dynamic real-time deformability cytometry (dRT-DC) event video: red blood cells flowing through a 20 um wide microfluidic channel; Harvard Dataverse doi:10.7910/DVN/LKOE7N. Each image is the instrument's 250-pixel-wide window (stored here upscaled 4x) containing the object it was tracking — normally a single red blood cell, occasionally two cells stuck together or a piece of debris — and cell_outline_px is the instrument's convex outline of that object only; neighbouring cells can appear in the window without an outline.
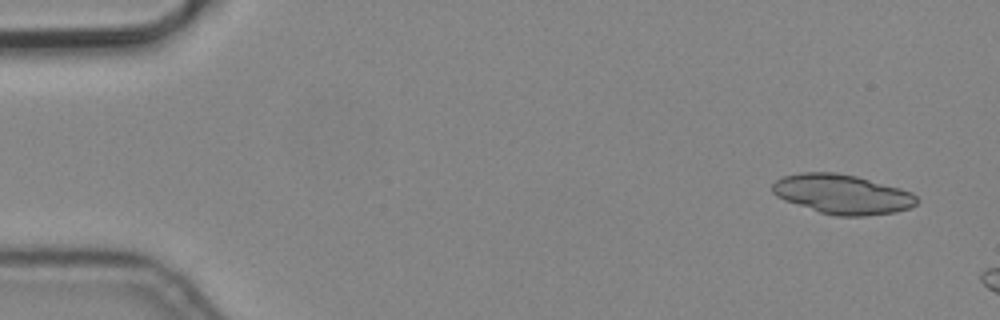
{"species": "common noctule bat (a hibernating species)", "species_latin": "Nyctalus noctula", "temperature_condition": "cold", "stored_images_in_passage": 3, "camera_frame_rate_fps": 3000, "um_per_image_px": 0.085, "animal": {"sex": "male", "body_mass_g": 19.2, "forearm_length_mm": 51.8}, "frame": {"image": 1, "passage_image": 1, "time_ms": 0.0, "image_size_px": [1000, 320], "cell_outline_px": [[920, 200], [916, 204], [908, 208], [896, 212], [864, 216], [836, 216], [820, 212], [784, 200], [776, 196], [772, 192], [772, 184], [776, 180], [784, 176], [800, 172], [836, 172], [856, 176], [900, 188], [912, 192]], "centroid_in_image_um": [71.6, 16.5], "position_along_channel_um": 13.4, "area_um2": 33.29}}